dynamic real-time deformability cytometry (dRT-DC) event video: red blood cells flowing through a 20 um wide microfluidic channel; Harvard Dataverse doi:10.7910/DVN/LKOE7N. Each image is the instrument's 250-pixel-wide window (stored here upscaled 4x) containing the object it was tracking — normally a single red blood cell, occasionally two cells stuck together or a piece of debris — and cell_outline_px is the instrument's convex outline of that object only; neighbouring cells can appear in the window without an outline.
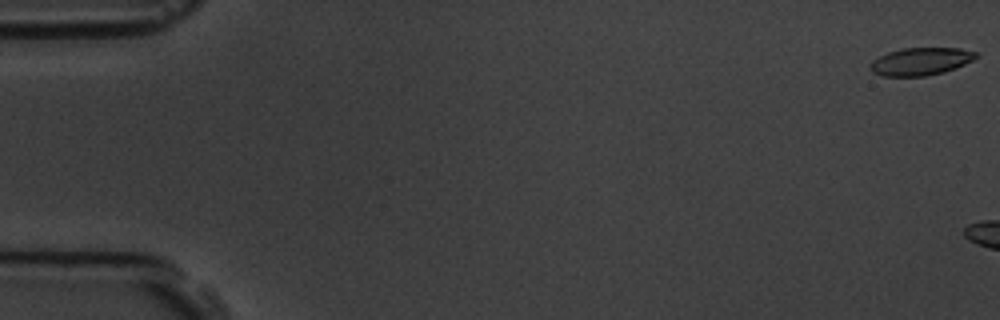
{"species": "common noctule bat (a hibernating species)", "species_latin": "Nyctalus noctula", "temperature_condition": "room temperature", "stored_images_in_passage": 8, "camera_frame_rate_fps": 3000, "um_per_image_px": 0.085, "animal": {"sex": "male", "body_mass_g": 19.5, "forearm_length_mm": 54.6}, "frame": {"image": 1, "passage_image": 1, "time_ms": 0.0, "image_size_px": [1000, 320], "cell_outline_px": [[980, 56], [956, 68], [944, 72], [928, 76], [880, 76], [872, 72], [868, 68], [868, 64], [872, 60], [888, 52], [904, 48], [960, 48], [976, 52]], "centroid_in_image_um": [78.23, 5.23], "position_along_channel_um": 6.8, "area_um2": 17.22}}
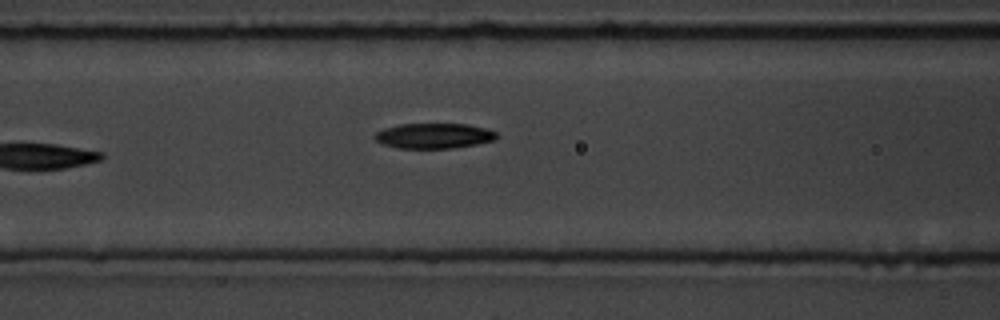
{"frame": {"image": 2, "passage_image": 8, "time_ms": 9.667, "image_size_px": [1000, 320], "cell_outline_px": [[496, 136], [492, 140], [476, 144], [452, 148], [400, 148], [380, 144], [372, 136], [376, 132], [384, 128], [400, 124], [468, 124], [484, 128], [496, 132]], "centroid_in_image_um": [36.81, 11.54], "position_along_channel_um": 129.8, "area_um2": 17.8}}